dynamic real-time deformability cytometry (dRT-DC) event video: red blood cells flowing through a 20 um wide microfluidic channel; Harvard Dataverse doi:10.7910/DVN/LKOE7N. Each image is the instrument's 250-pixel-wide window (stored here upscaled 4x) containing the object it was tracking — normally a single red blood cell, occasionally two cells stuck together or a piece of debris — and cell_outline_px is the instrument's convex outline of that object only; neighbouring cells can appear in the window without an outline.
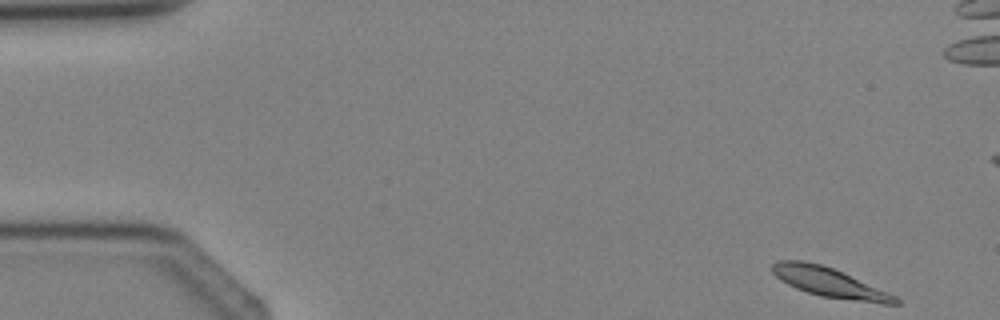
{"species": "Egyptian fruit bat (a non-hibernating species)", "species_latin": "Rousettus aegyptiacus", "temperature_condition": "cold", "stored_images_in_passage": 4, "camera_frame_rate_fps": 3000, "um_per_image_px": 0.085, "animal": {"sex": "female"}, "frame": {"image": 1, "passage_image": 1, "time_ms": 0.0, "image_size_px": [1000, 320], "cell_outline_px": [[900, 304], [884, 304], [820, 296], [796, 288], [780, 280], [772, 272], [772, 264], [776, 260], [804, 260], [820, 264], [832, 268], [896, 296], [900, 300]], "centroid_in_image_um": [70.45, 24.0], "position_along_channel_um": 14.5, "area_um2": 20.75}}